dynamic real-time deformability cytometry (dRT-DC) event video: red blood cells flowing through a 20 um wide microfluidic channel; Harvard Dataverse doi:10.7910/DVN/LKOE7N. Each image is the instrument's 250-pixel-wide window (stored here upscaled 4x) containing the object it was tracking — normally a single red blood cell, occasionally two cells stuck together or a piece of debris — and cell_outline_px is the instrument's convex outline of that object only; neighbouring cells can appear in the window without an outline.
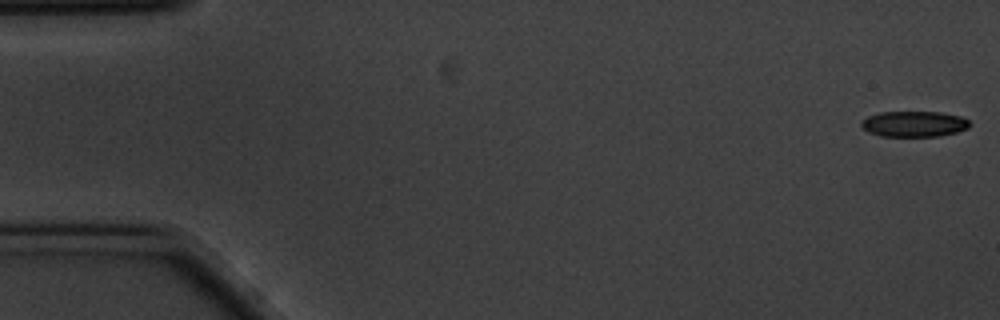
{"species": "common noctule bat (a hibernating species)", "species_latin": "Nyctalus noctula", "temperature_condition": "cold", "stored_images_in_passage": 57, "camera_frame_rate_fps": 3000, "um_per_image_px": 0.085, "animal": {"sex": "male", "body_mass_g": 20.1, "forearm_length_mm": 53.5}, "frame": {"image": 1, "passage_image": 1, "time_ms": 0.0, "image_size_px": [1000, 320], "cell_outline_px": [[972, 124], [968, 128], [956, 132], [940, 136], [880, 136], [868, 132], [860, 124], [860, 120], [868, 116], [880, 112], [940, 112], [960, 116], [968, 120]], "centroid_in_image_um": [77.69, 10.53], "position_along_channel_um": 7.3, "area_um2": 16.3}}
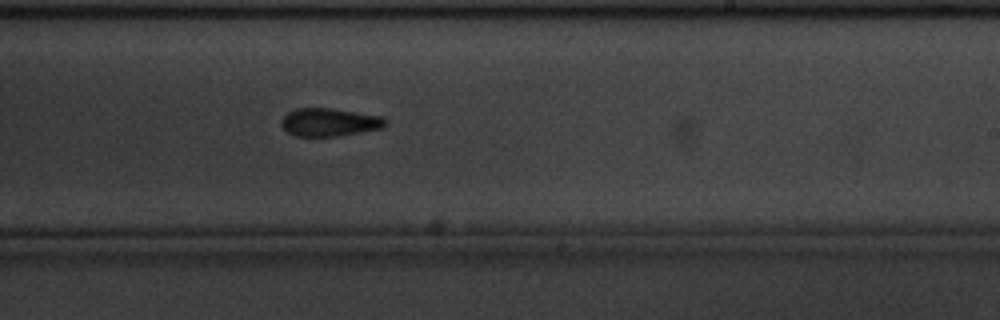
{"frame": {"image": 2, "passage_image": 34, "time_ms": 11.0, "image_size_px": [1000, 320], "cell_outline_px": [[388, 124], [384, 128], [336, 136], [296, 136], [288, 132], [280, 124], [280, 120], [288, 112], [296, 108], [328, 108], [384, 116], [388, 120]], "centroid_in_image_um": [28.04, 10.38], "position_along_channel_um": 261.0, "area_um2": 17.11}}
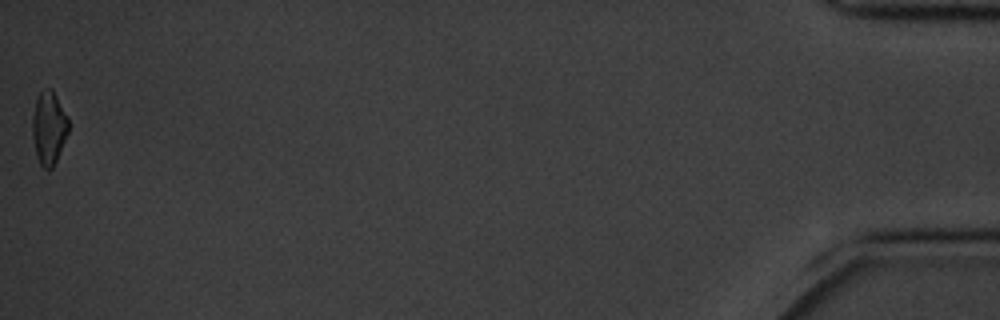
{"frame": {"image": 3, "passage_image": 57, "time_ms": 18.667, "image_size_px": [1000, 320], "cell_outline_px": [[68, 132], [56, 160], [52, 168], [48, 172], [40, 164], [36, 156], [32, 136], [32, 116], [36, 100], [40, 92], [44, 88], [52, 88], [68, 116]], "centroid_in_image_um": [4.14, 10.86], "position_along_channel_um": 431.1, "area_um2": 15.49}, "authors_computed_cell_mechanics": {"area_um2": 17.051, "velocity_mm_per_s": 3.4959, "shape_relaxation_time_tau1_ms": 6.7898, "shape_relaxation_time_tau2_ms": 9.7389, "deformation_change_tau1": 0.1379, "deformation_change_tau2": 0.1965}}